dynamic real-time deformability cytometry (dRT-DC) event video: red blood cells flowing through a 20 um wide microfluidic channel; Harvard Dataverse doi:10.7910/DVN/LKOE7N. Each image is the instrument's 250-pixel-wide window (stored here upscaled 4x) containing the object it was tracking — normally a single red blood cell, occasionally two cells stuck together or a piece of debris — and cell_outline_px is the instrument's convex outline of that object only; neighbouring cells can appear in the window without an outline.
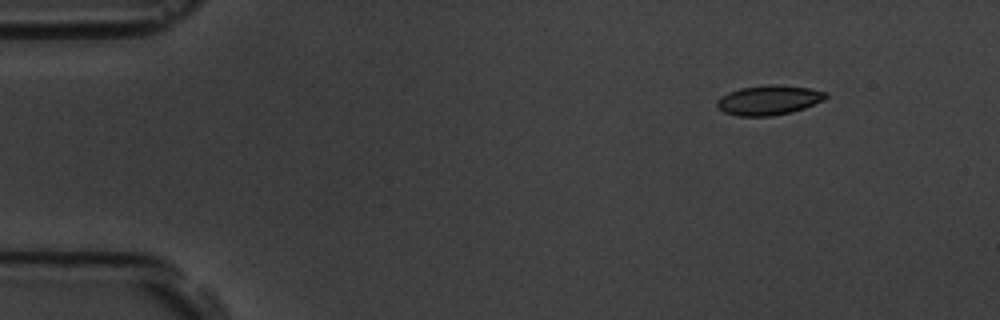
{"species": "common noctule bat (a hibernating species)", "species_latin": "Nyctalus noctula", "temperature_condition": "room temperature", "stored_images_in_passage": 6, "camera_frame_rate_fps": 3000, "um_per_image_px": 0.085, "animal": {"sex": "male", "body_mass_g": 19.5, "forearm_length_mm": 54.6}, "frame": {"image": 1, "passage_image": 2, "time_ms": 1.333, "image_size_px": [1000, 320], "cell_outline_px": [[828, 96], [824, 100], [804, 108], [792, 112], [772, 116], [736, 116], [724, 112], [716, 108], [716, 100], [720, 96], [728, 92], [740, 88], [768, 84], [776, 84], [808, 88], [828, 92]], "centroid_in_image_um": [65.32, 8.51], "position_along_channel_um": 19.7, "area_um2": 19.07}}
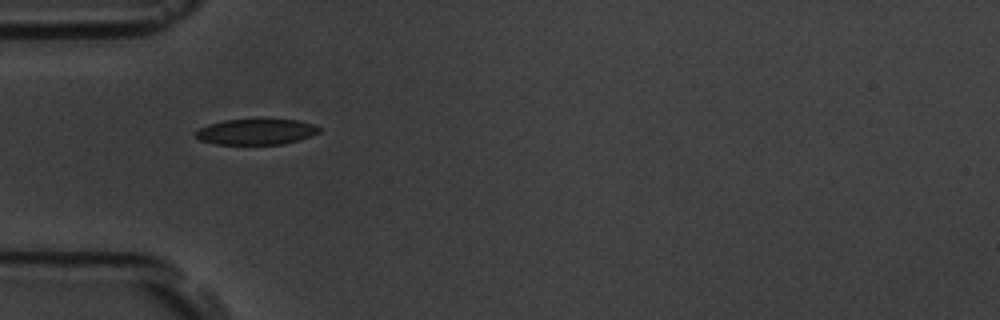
{"frame": {"image": 2, "passage_image": 5, "time_ms": 5.0, "image_size_px": [1000, 320], "cell_outline_px": [[320, 132], [312, 136], [300, 140], [284, 144], [216, 144], [200, 140], [192, 132], [208, 124], [224, 120], [296, 120], [312, 124], [320, 128]], "centroid_in_image_um": [21.76, 11.21], "position_along_channel_um": 63.2, "area_um2": 18.44}}
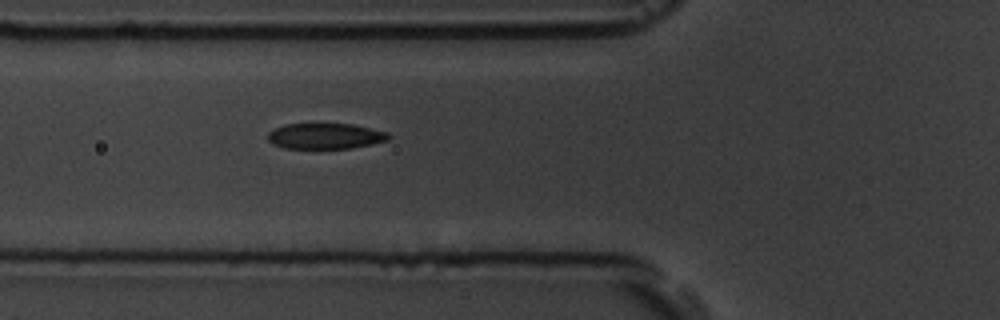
{"frame": {"image": 3, "passage_image": 6, "time_ms": 6.0, "image_size_px": [1000, 320], "cell_outline_px": [[392, 136], [388, 140], [372, 144], [352, 148], [284, 148], [272, 144], [268, 140], [268, 132], [272, 128], [284, 124], [352, 124], [388, 132]], "centroid_in_image_um": [27.64, 11.56], "position_along_channel_um": 98.2, "area_um2": 18.21}}